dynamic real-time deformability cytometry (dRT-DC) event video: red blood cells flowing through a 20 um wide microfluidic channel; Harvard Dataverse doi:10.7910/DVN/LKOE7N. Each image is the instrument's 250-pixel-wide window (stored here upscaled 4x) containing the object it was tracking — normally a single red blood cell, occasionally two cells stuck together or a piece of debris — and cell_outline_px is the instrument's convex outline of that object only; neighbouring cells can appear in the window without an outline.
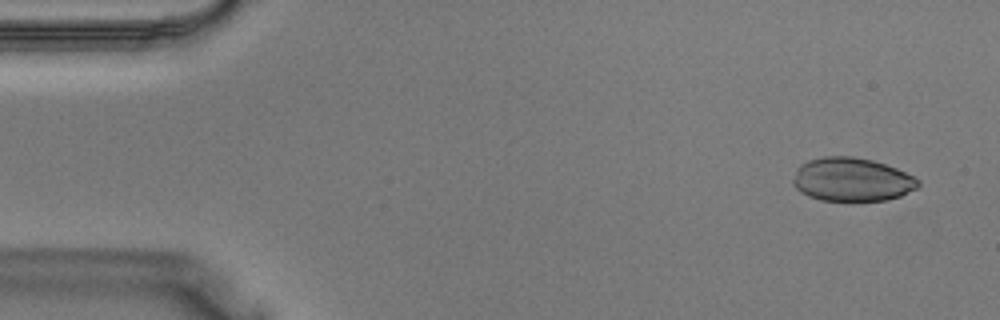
{"species": "Egyptian fruit bat (a non-hibernating species)", "species_latin": "Rousettus aegyptiacus", "temperature_condition": "warm", "stored_images_in_passage": 38, "camera_frame_rate_fps": 3000, "um_per_image_px": 0.085, "animal": {"sex": "male"}, "frame": {"image": 1, "passage_image": 2, "time_ms": 0.333, "image_size_px": [1000, 320], "cell_outline_px": [[920, 184], [916, 188], [900, 196], [888, 200], [820, 200], [808, 196], [800, 192], [792, 184], [792, 180], [800, 164], [808, 160], [824, 156], [852, 156], [872, 160], [896, 168], [912, 176]], "centroid_in_image_um": [72.36, 15.25], "position_along_channel_um": 12.6, "area_um2": 31.56}}
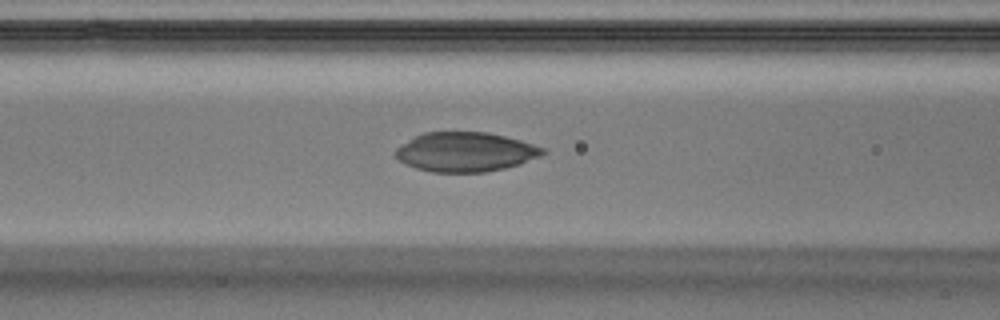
{"frame": {"image": 2, "passage_image": 15, "time_ms": 4.667, "image_size_px": [1000, 320], "cell_outline_px": [[548, 152], [540, 156], [520, 164], [488, 172], [432, 172], [416, 168], [400, 160], [396, 156], [396, 148], [416, 136], [424, 132], [488, 132], [520, 140], [544, 148]], "centroid_in_image_um": [39.6, 12.91], "position_along_channel_um": 127.0, "area_um2": 33.58}}
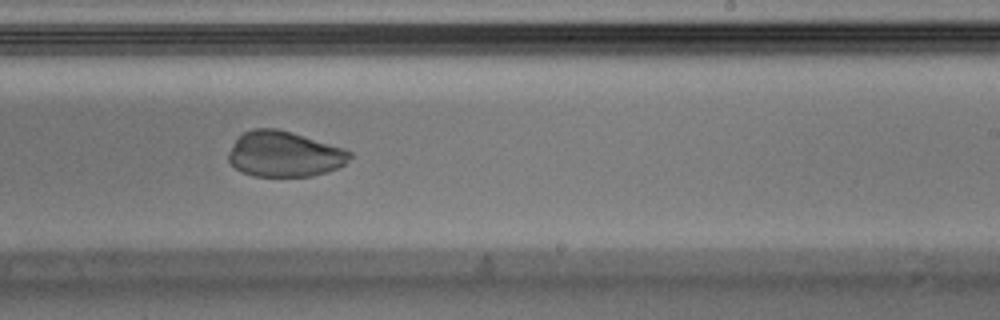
{"frame": {"image": 3, "passage_image": 23, "time_ms": 7.333, "image_size_px": [1000, 320], "cell_outline_px": [[352, 156], [344, 164], [336, 168], [312, 176], [256, 176], [244, 172], [236, 168], [228, 160], [228, 152], [232, 144], [244, 132], [252, 128], [276, 128], [344, 148], [352, 152]], "centroid_in_image_um": [24.15, 13.09], "position_along_channel_um": 264.8, "area_um2": 31.85}}